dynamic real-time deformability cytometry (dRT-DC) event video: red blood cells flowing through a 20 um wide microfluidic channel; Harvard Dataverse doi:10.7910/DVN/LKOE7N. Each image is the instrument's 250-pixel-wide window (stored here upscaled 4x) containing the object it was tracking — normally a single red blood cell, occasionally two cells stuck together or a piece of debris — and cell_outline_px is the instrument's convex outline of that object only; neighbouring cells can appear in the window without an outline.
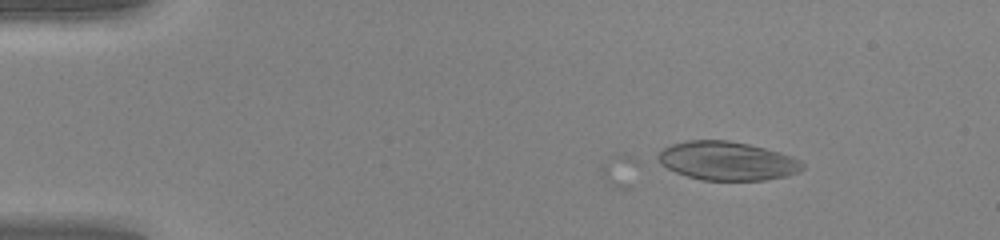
{"species": "human", "species_latin": "Homo sapiens", "temperature_condition": "warm", "stored_images_in_passage": 7, "camera_frame_rate_fps": 3000, "um_per_image_px": 0.085, "donor": {"sex": "female"}, "frame": {"image": 1, "passage_image": 7, "time_ms": 2.0, "image_size_px": [1000, 240], "cell_outline_px": [[804, 168], [800, 172], [788, 176], [764, 180], [700, 180], [676, 172], [648, 160], [664, 148], [672, 144], [688, 140], [728, 140], [748, 144], [780, 152], [792, 156], [800, 160], [804, 164]], "centroid_in_image_um": [61.74, 13.68], "position_along_channel_um": 23.3, "area_um2": 33.18}}